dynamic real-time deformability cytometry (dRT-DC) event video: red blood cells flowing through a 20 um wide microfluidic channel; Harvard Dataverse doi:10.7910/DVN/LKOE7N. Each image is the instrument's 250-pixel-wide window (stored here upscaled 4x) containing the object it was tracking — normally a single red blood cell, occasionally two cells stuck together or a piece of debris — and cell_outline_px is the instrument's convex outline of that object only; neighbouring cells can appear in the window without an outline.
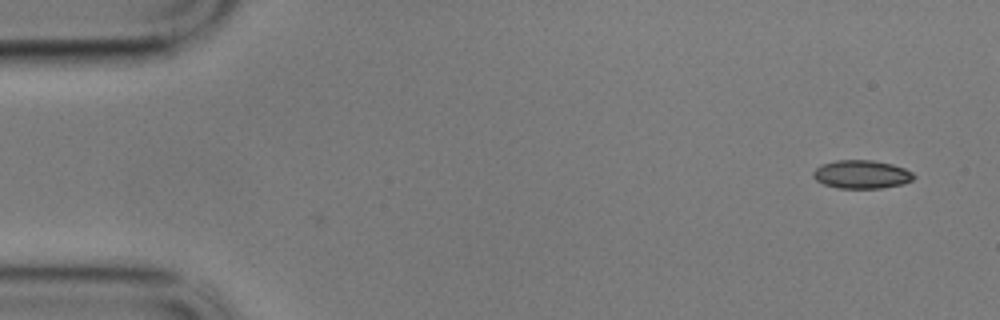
{"species": "common noctule bat (a hibernating species)", "species_latin": "Nyctalus noctula", "temperature_condition": "cold", "stored_images_in_passage": 13, "camera_frame_rate_fps": 3000, "um_per_image_px": 0.085, "animal": {"sex": "male", "body_mass_g": 17.9}, "frame": {"image": 1, "passage_image": 13, "time_ms": 4.0, "image_size_px": [1000, 320], "cell_outline_px": [[916, 176], [912, 180], [904, 184], [880, 188], [840, 188], [824, 184], [816, 180], [812, 176], [812, 172], [820, 164], [836, 160], [872, 160], [892, 164], [904, 168], [912, 172]], "centroid_in_image_um": [73.23, 14.81], "position_along_channel_um": 11.8, "area_um2": 16.7}}